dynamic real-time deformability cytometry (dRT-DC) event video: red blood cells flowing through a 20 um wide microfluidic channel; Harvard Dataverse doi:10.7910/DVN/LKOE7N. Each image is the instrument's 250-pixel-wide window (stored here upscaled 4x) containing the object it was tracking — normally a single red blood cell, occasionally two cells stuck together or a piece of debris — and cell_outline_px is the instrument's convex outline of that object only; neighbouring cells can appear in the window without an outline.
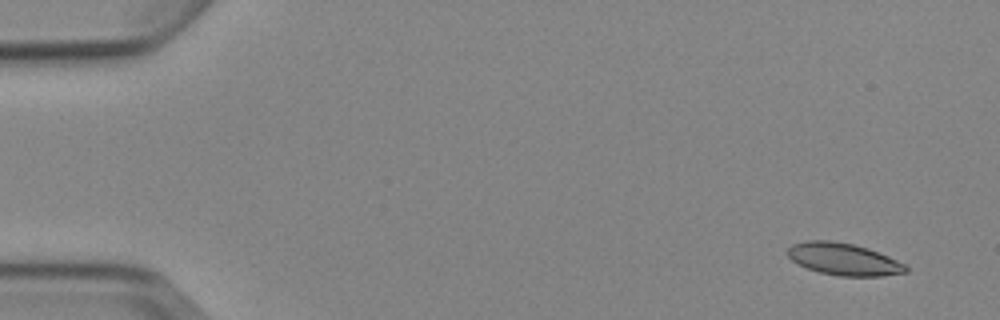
{"species": "Egyptian fruit bat (a non-hibernating species)", "species_latin": "Rousettus aegyptiacus", "temperature_condition": "cold", "stored_images_in_passage": 4, "camera_frame_rate_fps": 3000, "um_per_image_px": 0.085, "animal": {"sex": "female"}, "frame": {"image": 1, "passage_image": 1, "time_ms": 0.0, "image_size_px": [1000, 320], "cell_outline_px": [[908, 272], [880, 276], [840, 276], [820, 272], [808, 268], [792, 260], [788, 256], [788, 248], [792, 244], [808, 240], [832, 240], [852, 244], [868, 248], [888, 256], [904, 264], [908, 268]], "centroid_in_image_um": [71.71, 22.02], "position_along_channel_um": 13.3, "area_um2": 21.91}}
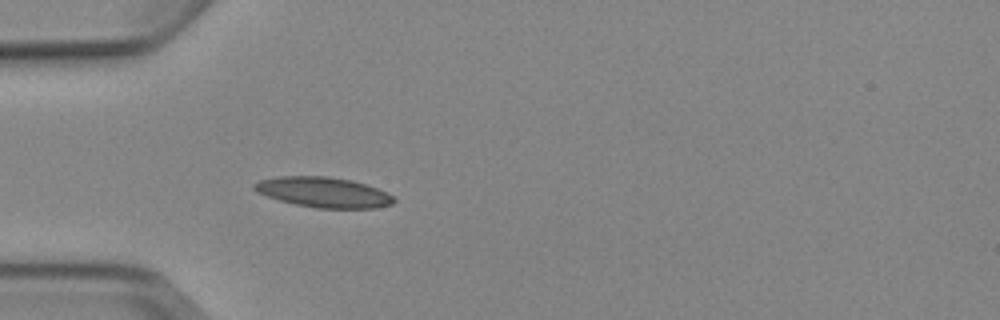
{"frame": {"image": 2, "passage_image": 4, "time_ms": 4.333, "image_size_px": [1000, 320], "cell_outline_px": [[396, 200], [392, 204], [376, 208], [316, 208], [296, 204], [280, 200], [256, 192], [252, 188], [252, 184], [260, 180], [280, 176], [328, 176], [352, 180], [376, 188], [392, 196]], "centroid_in_image_um": [27.47, 16.34], "position_along_channel_um": 57.5, "area_um2": 24.45}}